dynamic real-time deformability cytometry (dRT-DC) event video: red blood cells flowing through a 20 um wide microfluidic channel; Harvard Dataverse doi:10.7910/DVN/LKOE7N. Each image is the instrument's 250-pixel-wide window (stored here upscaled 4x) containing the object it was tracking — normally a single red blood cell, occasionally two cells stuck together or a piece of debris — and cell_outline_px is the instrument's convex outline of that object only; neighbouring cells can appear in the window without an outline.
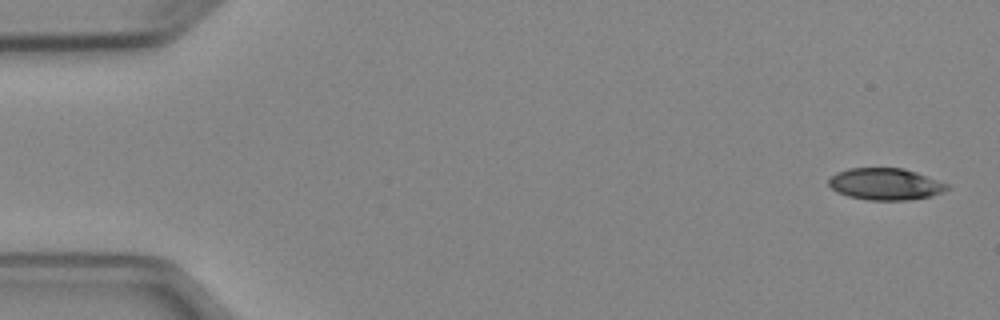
{"species": "Egyptian fruit bat (a non-hibernating species)", "species_latin": "Rousettus aegyptiacus", "temperature_condition": "cold", "stored_images_in_passage": 5, "camera_frame_rate_fps": 3000, "um_per_image_px": 0.085, "animal": {"sex": "female"}, "frame": {"image": 1, "passage_image": 1, "time_ms": 0.0, "image_size_px": [1000, 320], "cell_outline_px": [[948, 188], [944, 192], [932, 196], [904, 200], [868, 200], [848, 196], [836, 192], [828, 184], [828, 180], [836, 172], [848, 168], [904, 168], [916, 172], [948, 184]], "centroid_in_image_um": [75.24, 15.64], "position_along_channel_um": 9.8, "area_um2": 21.91}}